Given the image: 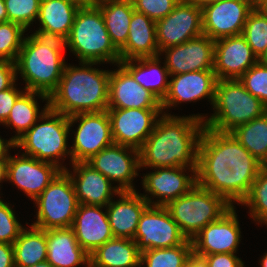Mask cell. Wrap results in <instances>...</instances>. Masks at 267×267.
<instances>
[{"label": "cell", "instance_id": "1", "mask_svg": "<svg viewBox=\"0 0 267 267\" xmlns=\"http://www.w3.org/2000/svg\"><path fill=\"white\" fill-rule=\"evenodd\" d=\"M259 162L230 132L204 128L198 148L197 184L222 196L231 206L248 195Z\"/></svg>", "mask_w": 267, "mask_h": 267}, {"label": "cell", "instance_id": "2", "mask_svg": "<svg viewBox=\"0 0 267 267\" xmlns=\"http://www.w3.org/2000/svg\"><path fill=\"white\" fill-rule=\"evenodd\" d=\"M163 113L139 150L140 168H197L199 142L206 117Z\"/></svg>", "mask_w": 267, "mask_h": 267}, {"label": "cell", "instance_id": "3", "mask_svg": "<svg viewBox=\"0 0 267 267\" xmlns=\"http://www.w3.org/2000/svg\"><path fill=\"white\" fill-rule=\"evenodd\" d=\"M80 64H65L58 87L49 96L51 110L68 117L107 110L110 71L91 68L98 62Z\"/></svg>", "mask_w": 267, "mask_h": 267}, {"label": "cell", "instance_id": "4", "mask_svg": "<svg viewBox=\"0 0 267 267\" xmlns=\"http://www.w3.org/2000/svg\"><path fill=\"white\" fill-rule=\"evenodd\" d=\"M65 42L56 38L31 34L24 37L15 62L16 73L25 81L24 91L38 92L48 97L56 90L62 77Z\"/></svg>", "mask_w": 267, "mask_h": 267}, {"label": "cell", "instance_id": "5", "mask_svg": "<svg viewBox=\"0 0 267 267\" xmlns=\"http://www.w3.org/2000/svg\"><path fill=\"white\" fill-rule=\"evenodd\" d=\"M64 42L65 47L78 56L80 62H111L119 65L121 61L119 50L110 39L97 5H81Z\"/></svg>", "mask_w": 267, "mask_h": 267}, {"label": "cell", "instance_id": "6", "mask_svg": "<svg viewBox=\"0 0 267 267\" xmlns=\"http://www.w3.org/2000/svg\"><path fill=\"white\" fill-rule=\"evenodd\" d=\"M212 106L215 113L203 122L216 132H231L267 112V106L247 91L239 79L218 80Z\"/></svg>", "mask_w": 267, "mask_h": 267}, {"label": "cell", "instance_id": "7", "mask_svg": "<svg viewBox=\"0 0 267 267\" xmlns=\"http://www.w3.org/2000/svg\"><path fill=\"white\" fill-rule=\"evenodd\" d=\"M40 121L43 123L36 122L14 142V148H22L25 150L22 154L53 163L61 170H66L58 160H64L62 157L66 158L67 155L71 157V150L67 149L71 129L68 116L48 108L40 117Z\"/></svg>", "mask_w": 267, "mask_h": 267}, {"label": "cell", "instance_id": "8", "mask_svg": "<svg viewBox=\"0 0 267 267\" xmlns=\"http://www.w3.org/2000/svg\"><path fill=\"white\" fill-rule=\"evenodd\" d=\"M165 207L182 233L191 240L201 229L218 220L232 206L222 196L196 183L186 194Z\"/></svg>", "mask_w": 267, "mask_h": 267}, {"label": "cell", "instance_id": "9", "mask_svg": "<svg viewBox=\"0 0 267 267\" xmlns=\"http://www.w3.org/2000/svg\"><path fill=\"white\" fill-rule=\"evenodd\" d=\"M33 201L38 212L31 225L44 230L70 228L79 205L73 182L65 170Z\"/></svg>", "mask_w": 267, "mask_h": 267}, {"label": "cell", "instance_id": "10", "mask_svg": "<svg viewBox=\"0 0 267 267\" xmlns=\"http://www.w3.org/2000/svg\"><path fill=\"white\" fill-rule=\"evenodd\" d=\"M69 126L79 122L71 149V163L86 162L112 145L111 122L107 110L77 113L68 117ZM79 120V121H78Z\"/></svg>", "mask_w": 267, "mask_h": 267}, {"label": "cell", "instance_id": "11", "mask_svg": "<svg viewBox=\"0 0 267 267\" xmlns=\"http://www.w3.org/2000/svg\"><path fill=\"white\" fill-rule=\"evenodd\" d=\"M133 240L142 252L148 249L175 247L188 239L165 206L148 205L141 214Z\"/></svg>", "mask_w": 267, "mask_h": 267}, {"label": "cell", "instance_id": "12", "mask_svg": "<svg viewBox=\"0 0 267 267\" xmlns=\"http://www.w3.org/2000/svg\"><path fill=\"white\" fill-rule=\"evenodd\" d=\"M202 34V7L191 0H181L166 17L156 21L159 52Z\"/></svg>", "mask_w": 267, "mask_h": 267}, {"label": "cell", "instance_id": "13", "mask_svg": "<svg viewBox=\"0 0 267 267\" xmlns=\"http://www.w3.org/2000/svg\"><path fill=\"white\" fill-rule=\"evenodd\" d=\"M113 142L140 150L153 132L161 108H107Z\"/></svg>", "mask_w": 267, "mask_h": 267}, {"label": "cell", "instance_id": "14", "mask_svg": "<svg viewBox=\"0 0 267 267\" xmlns=\"http://www.w3.org/2000/svg\"><path fill=\"white\" fill-rule=\"evenodd\" d=\"M251 0H218L202 7L203 34L213 40L241 35L249 13Z\"/></svg>", "mask_w": 267, "mask_h": 267}, {"label": "cell", "instance_id": "15", "mask_svg": "<svg viewBox=\"0 0 267 267\" xmlns=\"http://www.w3.org/2000/svg\"><path fill=\"white\" fill-rule=\"evenodd\" d=\"M234 205L218 220L209 223L192 239L193 256L201 258L216 253H236L241 232Z\"/></svg>", "mask_w": 267, "mask_h": 267}, {"label": "cell", "instance_id": "16", "mask_svg": "<svg viewBox=\"0 0 267 267\" xmlns=\"http://www.w3.org/2000/svg\"><path fill=\"white\" fill-rule=\"evenodd\" d=\"M111 182L119 191H136L132 181L140 169L139 150L113 143L86 161Z\"/></svg>", "mask_w": 267, "mask_h": 267}, {"label": "cell", "instance_id": "17", "mask_svg": "<svg viewBox=\"0 0 267 267\" xmlns=\"http://www.w3.org/2000/svg\"><path fill=\"white\" fill-rule=\"evenodd\" d=\"M154 172L143 176L142 185L150 197L159 198L155 202L149 196L141 194L149 205L167 206L171 201L186 194L196 183L197 168L159 167ZM185 169L193 173L192 176L184 174ZM185 171V172H184Z\"/></svg>", "mask_w": 267, "mask_h": 267}, {"label": "cell", "instance_id": "18", "mask_svg": "<svg viewBox=\"0 0 267 267\" xmlns=\"http://www.w3.org/2000/svg\"><path fill=\"white\" fill-rule=\"evenodd\" d=\"M165 65L170 76L187 72L214 70L215 40L202 34L183 44L166 48Z\"/></svg>", "mask_w": 267, "mask_h": 267}, {"label": "cell", "instance_id": "19", "mask_svg": "<svg viewBox=\"0 0 267 267\" xmlns=\"http://www.w3.org/2000/svg\"><path fill=\"white\" fill-rule=\"evenodd\" d=\"M61 171L53 163L24 154L7 158L6 181L13 182L31 200H35Z\"/></svg>", "mask_w": 267, "mask_h": 267}, {"label": "cell", "instance_id": "20", "mask_svg": "<svg viewBox=\"0 0 267 267\" xmlns=\"http://www.w3.org/2000/svg\"><path fill=\"white\" fill-rule=\"evenodd\" d=\"M257 62L242 34L215 40L214 73L218 80L239 79Z\"/></svg>", "mask_w": 267, "mask_h": 267}, {"label": "cell", "instance_id": "21", "mask_svg": "<svg viewBox=\"0 0 267 267\" xmlns=\"http://www.w3.org/2000/svg\"><path fill=\"white\" fill-rule=\"evenodd\" d=\"M170 77L168 92L161 102L162 112L181 102H194L202 98H208L213 105L218 81L214 70L187 72Z\"/></svg>", "mask_w": 267, "mask_h": 267}, {"label": "cell", "instance_id": "22", "mask_svg": "<svg viewBox=\"0 0 267 267\" xmlns=\"http://www.w3.org/2000/svg\"><path fill=\"white\" fill-rule=\"evenodd\" d=\"M104 206L79 204L71 229L79 245L90 255L114 238Z\"/></svg>", "mask_w": 267, "mask_h": 267}, {"label": "cell", "instance_id": "23", "mask_svg": "<svg viewBox=\"0 0 267 267\" xmlns=\"http://www.w3.org/2000/svg\"><path fill=\"white\" fill-rule=\"evenodd\" d=\"M73 173L65 170L73 182L79 204L99 205L106 207L113 195L120 193L117 187L102 173L95 170L87 162L72 163ZM115 193V194H114Z\"/></svg>", "mask_w": 267, "mask_h": 267}, {"label": "cell", "instance_id": "24", "mask_svg": "<svg viewBox=\"0 0 267 267\" xmlns=\"http://www.w3.org/2000/svg\"><path fill=\"white\" fill-rule=\"evenodd\" d=\"M118 67L116 71H110L108 108H161V102L150 91L144 89L120 64Z\"/></svg>", "mask_w": 267, "mask_h": 267}, {"label": "cell", "instance_id": "25", "mask_svg": "<svg viewBox=\"0 0 267 267\" xmlns=\"http://www.w3.org/2000/svg\"><path fill=\"white\" fill-rule=\"evenodd\" d=\"M118 197L106 206L113 236L134 239L141 214L149 203L136 191H120Z\"/></svg>", "mask_w": 267, "mask_h": 267}, {"label": "cell", "instance_id": "26", "mask_svg": "<svg viewBox=\"0 0 267 267\" xmlns=\"http://www.w3.org/2000/svg\"><path fill=\"white\" fill-rule=\"evenodd\" d=\"M81 5L76 0H41L38 15L41 28L35 34L65 41Z\"/></svg>", "mask_w": 267, "mask_h": 267}, {"label": "cell", "instance_id": "27", "mask_svg": "<svg viewBox=\"0 0 267 267\" xmlns=\"http://www.w3.org/2000/svg\"><path fill=\"white\" fill-rule=\"evenodd\" d=\"M47 258L54 267H89V254L79 245L71 228L46 230Z\"/></svg>", "mask_w": 267, "mask_h": 267}, {"label": "cell", "instance_id": "28", "mask_svg": "<svg viewBox=\"0 0 267 267\" xmlns=\"http://www.w3.org/2000/svg\"><path fill=\"white\" fill-rule=\"evenodd\" d=\"M121 61L160 55L156 22L143 13L133 12L126 44L119 50Z\"/></svg>", "mask_w": 267, "mask_h": 267}, {"label": "cell", "instance_id": "29", "mask_svg": "<svg viewBox=\"0 0 267 267\" xmlns=\"http://www.w3.org/2000/svg\"><path fill=\"white\" fill-rule=\"evenodd\" d=\"M159 56L160 55L155 57L129 59L126 61H120L119 64L144 89L150 91L160 102H162L168 92L169 81L167 80L168 77L170 78V74L165 63H163V67H160L161 65L159 64L161 63V58H159ZM150 76H153L152 79Z\"/></svg>", "mask_w": 267, "mask_h": 267}, {"label": "cell", "instance_id": "30", "mask_svg": "<svg viewBox=\"0 0 267 267\" xmlns=\"http://www.w3.org/2000/svg\"><path fill=\"white\" fill-rule=\"evenodd\" d=\"M89 267H141V251L133 239L113 238L89 255Z\"/></svg>", "mask_w": 267, "mask_h": 267}, {"label": "cell", "instance_id": "31", "mask_svg": "<svg viewBox=\"0 0 267 267\" xmlns=\"http://www.w3.org/2000/svg\"><path fill=\"white\" fill-rule=\"evenodd\" d=\"M114 46L120 50L127 41L134 6L132 0H111L97 4Z\"/></svg>", "mask_w": 267, "mask_h": 267}, {"label": "cell", "instance_id": "32", "mask_svg": "<svg viewBox=\"0 0 267 267\" xmlns=\"http://www.w3.org/2000/svg\"><path fill=\"white\" fill-rule=\"evenodd\" d=\"M41 97L43 101L46 102V106L39 111V106L35 97ZM49 108V97L47 95L27 91L23 92L15 101L10 115L7 118L4 125L7 127L10 125L12 128L16 129L17 133L15 136H12V140L15 142L20 136H22L26 131H28L37 121H40V117L43 113Z\"/></svg>", "mask_w": 267, "mask_h": 267}, {"label": "cell", "instance_id": "33", "mask_svg": "<svg viewBox=\"0 0 267 267\" xmlns=\"http://www.w3.org/2000/svg\"><path fill=\"white\" fill-rule=\"evenodd\" d=\"M15 267H28L47 258L46 230L33 225L25 228L13 243Z\"/></svg>", "mask_w": 267, "mask_h": 267}, {"label": "cell", "instance_id": "34", "mask_svg": "<svg viewBox=\"0 0 267 267\" xmlns=\"http://www.w3.org/2000/svg\"><path fill=\"white\" fill-rule=\"evenodd\" d=\"M259 162L267 156V112L230 132Z\"/></svg>", "mask_w": 267, "mask_h": 267}, {"label": "cell", "instance_id": "35", "mask_svg": "<svg viewBox=\"0 0 267 267\" xmlns=\"http://www.w3.org/2000/svg\"><path fill=\"white\" fill-rule=\"evenodd\" d=\"M192 242L187 240L182 245L171 248L148 249L141 252V267H185L192 258Z\"/></svg>", "mask_w": 267, "mask_h": 267}, {"label": "cell", "instance_id": "36", "mask_svg": "<svg viewBox=\"0 0 267 267\" xmlns=\"http://www.w3.org/2000/svg\"><path fill=\"white\" fill-rule=\"evenodd\" d=\"M242 35L259 58L267 48V12L262 7H254L249 13Z\"/></svg>", "mask_w": 267, "mask_h": 267}, {"label": "cell", "instance_id": "37", "mask_svg": "<svg viewBox=\"0 0 267 267\" xmlns=\"http://www.w3.org/2000/svg\"><path fill=\"white\" fill-rule=\"evenodd\" d=\"M250 209V216L267 225V171L260 170L246 198L240 203Z\"/></svg>", "mask_w": 267, "mask_h": 267}, {"label": "cell", "instance_id": "38", "mask_svg": "<svg viewBox=\"0 0 267 267\" xmlns=\"http://www.w3.org/2000/svg\"><path fill=\"white\" fill-rule=\"evenodd\" d=\"M25 29L16 23H0V60L16 62L24 41Z\"/></svg>", "mask_w": 267, "mask_h": 267}, {"label": "cell", "instance_id": "39", "mask_svg": "<svg viewBox=\"0 0 267 267\" xmlns=\"http://www.w3.org/2000/svg\"><path fill=\"white\" fill-rule=\"evenodd\" d=\"M41 0H4L8 21L25 30L38 19Z\"/></svg>", "mask_w": 267, "mask_h": 267}, {"label": "cell", "instance_id": "40", "mask_svg": "<svg viewBox=\"0 0 267 267\" xmlns=\"http://www.w3.org/2000/svg\"><path fill=\"white\" fill-rule=\"evenodd\" d=\"M239 81L247 91L267 106V66L257 62L239 78Z\"/></svg>", "mask_w": 267, "mask_h": 267}, {"label": "cell", "instance_id": "41", "mask_svg": "<svg viewBox=\"0 0 267 267\" xmlns=\"http://www.w3.org/2000/svg\"><path fill=\"white\" fill-rule=\"evenodd\" d=\"M9 203L0 199V243L13 244L24 228Z\"/></svg>", "mask_w": 267, "mask_h": 267}, {"label": "cell", "instance_id": "42", "mask_svg": "<svg viewBox=\"0 0 267 267\" xmlns=\"http://www.w3.org/2000/svg\"><path fill=\"white\" fill-rule=\"evenodd\" d=\"M181 0H132L134 10L153 21L166 17Z\"/></svg>", "mask_w": 267, "mask_h": 267}, {"label": "cell", "instance_id": "43", "mask_svg": "<svg viewBox=\"0 0 267 267\" xmlns=\"http://www.w3.org/2000/svg\"><path fill=\"white\" fill-rule=\"evenodd\" d=\"M207 267H244L239 257L232 253H216L200 258Z\"/></svg>", "mask_w": 267, "mask_h": 267}, {"label": "cell", "instance_id": "44", "mask_svg": "<svg viewBox=\"0 0 267 267\" xmlns=\"http://www.w3.org/2000/svg\"><path fill=\"white\" fill-rule=\"evenodd\" d=\"M23 92L24 91L18 90L15 85L0 92V123L2 125L9 117L15 101Z\"/></svg>", "mask_w": 267, "mask_h": 267}, {"label": "cell", "instance_id": "45", "mask_svg": "<svg viewBox=\"0 0 267 267\" xmlns=\"http://www.w3.org/2000/svg\"><path fill=\"white\" fill-rule=\"evenodd\" d=\"M17 80L16 64L0 60V92L12 87Z\"/></svg>", "mask_w": 267, "mask_h": 267}, {"label": "cell", "instance_id": "46", "mask_svg": "<svg viewBox=\"0 0 267 267\" xmlns=\"http://www.w3.org/2000/svg\"><path fill=\"white\" fill-rule=\"evenodd\" d=\"M0 267H15L13 244L0 243Z\"/></svg>", "mask_w": 267, "mask_h": 267}, {"label": "cell", "instance_id": "47", "mask_svg": "<svg viewBox=\"0 0 267 267\" xmlns=\"http://www.w3.org/2000/svg\"><path fill=\"white\" fill-rule=\"evenodd\" d=\"M15 147L14 141L10 138L9 140H4L0 137V159L8 158L9 150ZM10 148V149H9Z\"/></svg>", "mask_w": 267, "mask_h": 267}, {"label": "cell", "instance_id": "48", "mask_svg": "<svg viewBox=\"0 0 267 267\" xmlns=\"http://www.w3.org/2000/svg\"><path fill=\"white\" fill-rule=\"evenodd\" d=\"M7 158L0 159V183L6 180Z\"/></svg>", "mask_w": 267, "mask_h": 267}, {"label": "cell", "instance_id": "49", "mask_svg": "<svg viewBox=\"0 0 267 267\" xmlns=\"http://www.w3.org/2000/svg\"><path fill=\"white\" fill-rule=\"evenodd\" d=\"M185 267H207L205 263L194 256L186 263Z\"/></svg>", "mask_w": 267, "mask_h": 267}, {"label": "cell", "instance_id": "50", "mask_svg": "<svg viewBox=\"0 0 267 267\" xmlns=\"http://www.w3.org/2000/svg\"><path fill=\"white\" fill-rule=\"evenodd\" d=\"M7 10L5 8V2L4 0H0V23L7 22Z\"/></svg>", "mask_w": 267, "mask_h": 267}, {"label": "cell", "instance_id": "51", "mask_svg": "<svg viewBox=\"0 0 267 267\" xmlns=\"http://www.w3.org/2000/svg\"><path fill=\"white\" fill-rule=\"evenodd\" d=\"M258 62L261 63L262 65L267 66V48L261 54V56L258 58Z\"/></svg>", "mask_w": 267, "mask_h": 267}, {"label": "cell", "instance_id": "52", "mask_svg": "<svg viewBox=\"0 0 267 267\" xmlns=\"http://www.w3.org/2000/svg\"><path fill=\"white\" fill-rule=\"evenodd\" d=\"M191 1L195 2L198 6L203 7L206 4L216 2L218 0H191Z\"/></svg>", "mask_w": 267, "mask_h": 267}, {"label": "cell", "instance_id": "53", "mask_svg": "<svg viewBox=\"0 0 267 267\" xmlns=\"http://www.w3.org/2000/svg\"><path fill=\"white\" fill-rule=\"evenodd\" d=\"M28 267H54L51 263H49L47 260L39 262L38 264L28 266Z\"/></svg>", "mask_w": 267, "mask_h": 267}, {"label": "cell", "instance_id": "54", "mask_svg": "<svg viewBox=\"0 0 267 267\" xmlns=\"http://www.w3.org/2000/svg\"><path fill=\"white\" fill-rule=\"evenodd\" d=\"M254 7H263L266 3L267 0H251Z\"/></svg>", "mask_w": 267, "mask_h": 267}, {"label": "cell", "instance_id": "55", "mask_svg": "<svg viewBox=\"0 0 267 267\" xmlns=\"http://www.w3.org/2000/svg\"><path fill=\"white\" fill-rule=\"evenodd\" d=\"M104 1H111V0H85V4L97 5V4L102 3Z\"/></svg>", "mask_w": 267, "mask_h": 267}, {"label": "cell", "instance_id": "56", "mask_svg": "<svg viewBox=\"0 0 267 267\" xmlns=\"http://www.w3.org/2000/svg\"><path fill=\"white\" fill-rule=\"evenodd\" d=\"M262 260L260 261V264L262 267H267V253H265V255L262 256Z\"/></svg>", "mask_w": 267, "mask_h": 267}, {"label": "cell", "instance_id": "57", "mask_svg": "<svg viewBox=\"0 0 267 267\" xmlns=\"http://www.w3.org/2000/svg\"><path fill=\"white\" fill-rule=\"evenodd\" d=\"M261 169L264 170V171H267V156L263 160V162L261 163Z\"/></svg>", "mask_w": 267, "mask_h": 267}, {"label": "cell", "instance_id": "58", "mask_svg": "<svg viewBox=\"0 0 267 267\" xmlns=\"http://www.w3.org/2000/svg\"><path fill=\"white\" fill-rule=\"evenodd\" d=\"M76 1H78V2H80L82 4H85V0H76Z\"/></svg>", "mask_w": 267, "mask_h": 267}]
</instances>
